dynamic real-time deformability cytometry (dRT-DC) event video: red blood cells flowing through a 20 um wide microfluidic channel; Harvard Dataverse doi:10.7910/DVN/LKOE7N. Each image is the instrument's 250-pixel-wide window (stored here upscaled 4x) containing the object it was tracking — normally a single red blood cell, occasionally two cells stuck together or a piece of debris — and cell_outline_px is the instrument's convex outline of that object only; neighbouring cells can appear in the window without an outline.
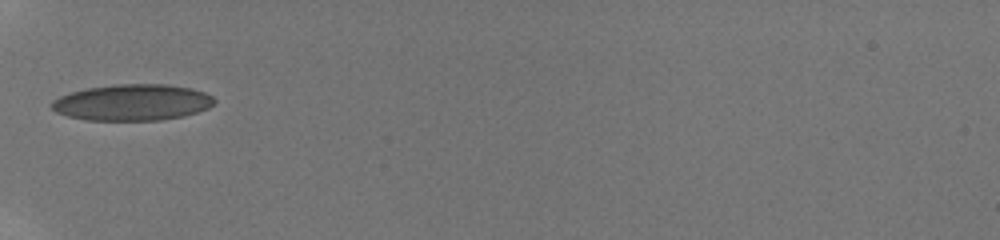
{"species": "human", "species_latin": "Homo sapiens", "temperature_condition": "room temperature", "stored_images_in_passage": 13, "camera_frame_rate_fps": 3000, "um_per_image_px": 0.085, "donor": {"sex": "male"}, "frame": {"image": 1, "passage_image": 1, "time_ms": 0.0, "image_size_px": [1000, 240], "cell_outline_px": [[216, 100], [208, 108], [184, 116], [160, 120], [88, 120], [68, 116], [56, 112], [48, 104], [52, 100], [60, 96], [72, 92], [88, 88], [116, 84], [168, 84], [188, 88], [204, 92], [212, 96]], "centroid_in_image_um": [11.23, 8.71], "position_along_channel_um": 73.8, "area_um2": 34.28}}
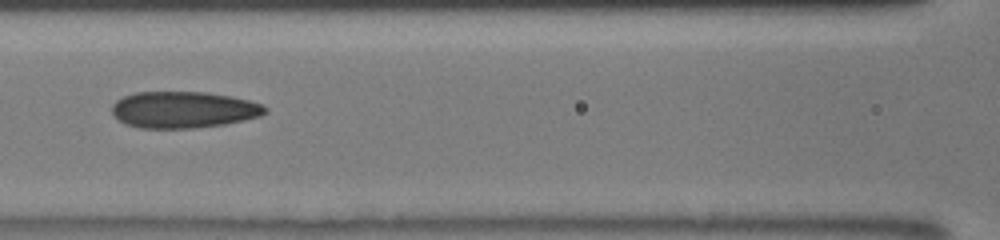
{"frame": {"image": 2, "passage_image": 9, "time_ms": 2.0, "image_size_px": [1000, 240], "cell_outline_px": [[268, 112], [260, 116], [244, 120], [224, 124], [196, 128], [140, 128], [124, 124], [112, 112], [112, 104], [116, 100], [124, 96], [136, 92], [208, 92], [232, 96], [264, 104], [268, 108]], "centroid_in_image_um": [15.63, 9.32], "position_along_channel_um": 151.0, "area_um2": 32.83}}
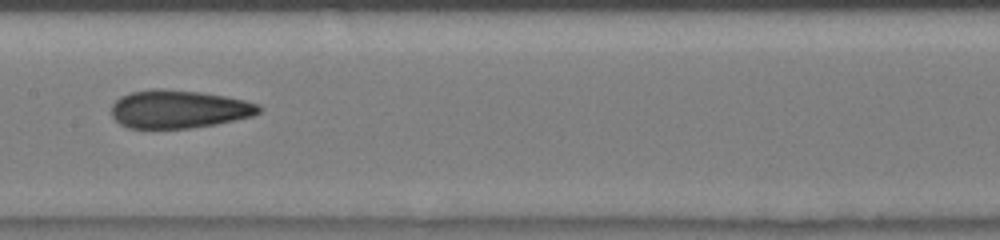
{"frame": {"image": 3, "passage_image": 12, "time_ms": 3.0, "image_size_px": [1000, 240], "cell_outline_px": [[264, 108], [260, 112], [252, 116], [216, 124], [192, 128], [128, 128], [120, 124], [112, 116], [112, 104], [120, 96], [132, 92], [152, 88], [160, 88], [200, 92], [224, 96], [244, 100], [260, 104]], "centroid_in_image_um": [15.2, 9.27], "position_along_channel_um": 192.2, "area_um2": 32.89}}